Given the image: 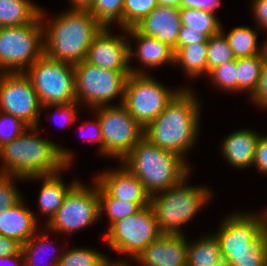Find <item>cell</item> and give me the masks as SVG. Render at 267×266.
Wrapping results in <instances>:
<instances>
[{
  "mask_svg": "<svg viewBox=\"0 0 267 266\" xmlns=\"http://www.w3.org/2000/svg\"><path fill=\"white\" fill-rule=\"evenodd\" d=\"M39 127H29L0 147V174L29 178L52 175L72 165V151L39 137ZM31 131V132H30Z\"/></svg>",
  "mask_w": 267,
  "mask_h": 266,
  "instance_id": "6da1fadb",
  "label": "cell"
},
{
  "mask_svg": "<svg viewBox=\"0 0 267 266\" xmlns=\"http://www.w3.org/2000/svg\"><path fill=\"white\" fill-rule=\"evenodd\" d=\"M184 87L166 108L144 128L151 144L186 159L196 143L200 126V102L196 93Z\"/></svg>",
  "mask_w": 267,
  "mask_h": 266,
  "instance_id": "7a4b0ae2",
  "label": "cell"
},
{
  "mask_svg": "<svg viewBox=\"0 0 267 266\" xmlns=\"http://www.w3.org/2000/svg\"><path fill=\"white\" fill-rule=\"evenodd\" d=\"M45 15L41 8L39 16L43 22L44 54L73 65L84 61L90 44L103 26L88 10L68 9L57 14L50 23L46 22Z\"/></svg>",
  "mask_w": 267,
  "mask_h": 266,
  "instance_id": "3957f363",
  "label": "cell"
},
{
  "mask_svg": "<svg viewBox=\"0 0 267 266\" xmlns=\"http://www.w3.org/2000/svg\"><path fill=\"white\" fill-rule=\"evenodd\" d=\"M214 233L224 260L231 266H267V232L262 214L234 213Z\"/></svg>",
  "mask_w": 267,
  "mask_h": 266,
  "instance_id": "277c9868",
  "label": "cell"
},
{
  "mask_svg": "<svg viewBox=\"0 0 267 266\" xmlns=\"http://www.w3.org/2000/svg\"><path fill=\"white\" fill-rule=\"evenodd\" d=\"M179 155L151 144L144 137L120 163L136 176L152 196L178 185L190 175L191 165Z\"/></svg>",
  "mask_w": 267,
  "mask_h": 266,
  "instance_id": "5b68a950",
  "label": "cell"
},
{
  "mask_svg": "<svg viewBox=\"0 0 267 266\" xmlns=\"http://www.w3.org/2000/svg\"><path fill=\"white\" fill-rule=\"evenodd\" d=\"M188 177L178 185L151 196L150 206L162 233L184 234L182 226L209 204L211 189L187 185Z\"/></svg>",
  "mask_w": 267,
  "mask_h": 266,
  "instance_id": "8992f818",
  "label": "cell"
},
{
  "mask_svg": "<svg viewBox=\"0 0 267 266\" xmlns=\"http://www.w3.org/2000/svg\"><path fill=\"white\" fill-rule=\"evenodd\" d=\"M44 54L43 22L0 27V73L25 72Z\"/></svg>",
  "mask_w": 267,
  "mask_h": 266,
  "instance_id": "52a82bcc",
  "label": "cell"
},
{
  "mask_svg": "<svg viewBox=\"0 0 267 266\" xmlns=\"http://www.w3.org/2000/svg\"><path fill=\"white\" fill-rule=\"evenodd\" d=\"M73 67L75 96L79 104L85 103L91 109L109 106L117 96L121 97L119 104H123L125 84L131 71L105 70L85 60L74 64Z\"/></svg>",
  "mask_w": 267,
  "mask_h": 266,
  "instance_id": "ba28073f",
  "label": "cell"
},
{
  "mask_svg": "<svg viewBox=\"0 0 267 266\" xmlns=\"http://www.w3.org/2000/svg\"><path fill=\"white\" fill-rule=\"evenodd\" d=\"M25 74L30 78L42 106L76 101L73 64L43 54Z\"/></svg>",
  "mask_w": 267,
  "mask_h": 266,
  "instance_id": "9c48e42d",
  "label": "cell"
},
{
  "mask_svg": "<svg viewBox=\"0 0 267 266\" xmlns=\"http://www.w3.org/2000/svg\"><path fill=\"white\" fill-rule=\"evenodd\" d=\"M171 90L146 74H130L125 84L123 105L129 114L145 128L166 108L167 104L180 91Z\"/></svg>",
  "mask_w": 267,
  "mask_h": 266,
  "instance_id": "30bf717a",
  "label": "cell"
},
{
  "mask_svg": "<svg viewBox=\"0 0 267 266\" xmlns=\"http://www.w3.org/2000/svg\"><path fill=\"white\" fill-rule=\"evenodd\" d=\"M93 188L78 181L64 197L62 206L49 223L47 232L74 233L95 224L100 218V200L98 182L94 180ZM86 185V186H85ZM48 230V231H47Z\"/></svg>",
  "mask_w": 267,
  "mask_h": 266,
  "instance_id": "8fae6325",
  "label": "cell"
},
{
  "mask_svg": "<svg viewBox=\"0 0 267 266\" xmlns=\"http://www.w3.org/2000/svg\"><path fill=\"white\" fill-rule=\"evenodd\" d=\"M113 105L91 110H94L101 124L103 155L121 161L144 137V128L123 104Z\"/></svg>",
  "mask_w": 267,
  "mask_h": 266,
  "instance_id": "7c38bea8",
  "label": "cell"
},
{
  "mask_svg": "<svg viewBox=\"0 0 267 266\" xmlns=\"http://www.w3.org/2000/svg\"><path fill=\"white\" fill-rule=\"evenodd\" d=\"M163 233L159 230L152 207L115 222L106 232L109 249L126 254L134 260L147 246Z\"/></svg>",
  "mask_w": 267,
  "mask_h": 266,
  "instance_id": "4fadbf2b",
  "label": "cell"
},
{
  "mask_svg": "<svg viewBox=\"0 0 267 266\" xmlns=\"http://www.w3.org/2000/svg\"><path fill=\"white\" fill-rule=\"evenodd\" d=\"M42 104L25 72L0 73V112L11 114L28 127H39Z\"/></svg>",
  "mask_w": 267,
  "mask_h": 266,
  "instance_id": "5bb4252c",
  "label": "cell"
},
{
  "mask_svg": "<svg viewBox=\"0 0 267 266\" xmlns=\"http://www.w3.org/2000/svg\"><path fill=\"white\" fill-rule=\"evenodd\" d=\"M110 28L103 27L88 48L85 61L105 70L131 71L132 74H146L141 69L132 68L129 60V45L132 44L124 35L112 34Z\"/></svg>",
  "mask_w": 267,
  "mask_h": 266,
  "instance_id": "9a60e30c",
  "label": "cell"
},
{
  "mask_svg": "<svg viewBox=\"0 0 267 266\" xmlns=\"http://www.w3.org/2000/svg\"><path fill=\"white\" fill-rule=\"evenodd\" d=\"M187 243L185 234L163 233L134 261L140 266H187Z\"/></svg>",
  "mask_w": 267,
  "mask_h": 266,
  "instance_id": "2e32d148",
  "label": "cell"
},
{
  "mask_svg": "<svg viewBox=\"0 0 267 266\" xmlns=\"http://www.w3.org/2000/svg\"><path fill=\"white\" fill-rule=\"evenodd\" d=\"M182 23L179 8L158 5L135 28L142 34L156 38L173 49L177 44Z\"/></svg>",
  "mask_w": 267,
  "mask_h": 266,
  "instance_id": "e0dca14e",
  "label": "cell"
},
{
  "mask_svg": "<svg viewBox=\"0 0 267 266\" xmlns=\"http://www.w3.org/2000/svg\"><path fill=\"white\" fill-rule=\"evenodd\" d=\"M113 198L129 202H150L143 183L123 165L103 171L94 178Z\"/></svg>",
  "mask_w": 267,
  "mask_h": 266,
  "instance_id": "ac0fdd59",
  "label": "cell"
},
{
  "mask_svg": "<svg viewBox=\"0 0 267 266\" xmlns=\"http://www.w3.org/2000/svg\"><path fill=\"white\" fill-rule=\"evenodd\" d=\"M22 198L13 207L0 211V234L22 245L38 232V220Z\"/></svg>",
  "mask_w": 267,
  "mask_h": 266,
  "instance_id": "d6986e66",
  "label": "cell"
},
{
  "mask_svg": "<svg viewBox=\"0 0 267 266\" xmlns=\"http://www.w3.org/2000/svg\"><path fill=\"white\" fill-rule=\"evenodd\" d=\"M126 35L137 41V48L134 52L129 45V60L135 56L142 64V68H157L158 66L169 64L174 65V50L169 45L140 33L135 27L127 29Z\"/></svg>",
  "mask_w": 267,
  "mask_h": 266,
  "instance_id": "ffe728a7",
  "label": "cell"
},
{
  "mask_svg": "<svg viewBox=\"0 0 267 266\" xmlns=\"http://www.w3.org/2000/svg\"><path fill=\"white\" fill-rule=\"evenodd\" d=\"M259 136V133L250 129L237 130L223 140L221 154L235 168L253 166Z\"/></svg>",
  "mask_w": 267,
  "mask_h": 266,
  "instance_id": "44dd1931",
  "label": "cell"
},
{
  "mask_svg": "<svg viewBox=\"0 0 267 266\" xmlns=\"http://www.w3.org/2000/svg\"><path fill=\"white\" fill-rule=\"evenodd\" d=\"M62 171L52 174V175H43V176H33L26 178L27 180H42V186L40 188L39 199H38V209L40 213L45 216H48L47 223L56 215L58 209L62 206L64 197L68 191L79 181L74 179L68 185L63 182L61 178Z\"/></svg>",
  "mask_w": 267,
  "mask_h": 266,
  "instance_id": "7402d4cb",
  "label": "cell"
},
{
  "mask_svg": "<svg viewBox=\"0 0 267 266\" xmlns=\"http://www.w3.org/2000/svg\"><path fill=\"white\" fill-rule=\"evenodd\" d=\"M207 55V42L183 46L174 53V67L181 66L189 78L207 77Z\"/></svg>",
  "mask_w": 267,
  "mask_h": 266,
  "instance_id": "603a6c76",
  "label": "cell"
},
{
  "mask_svg": "<svg viewBox=\"0 0 267 266\" xmlns=\"http://www.w3.org/2000/svg\"><path fill=\"white\" fill-rule=\"evenodd\" d=\"M41 8L31 0H0V27L32 23Z\"/></svg>",
  "mask_w": 267,
  "mask_h": 266,
  "instance_id": "cb8c5ba5",
  "label": "cell"
},
{
  "mask_svg": "<svg viewBox=\"0 0 267 266\" xmlns=\"http://www.w3.org/2000/svg\"><path fill=\"white\" fill-rule=\"evenodd\" d=\"M187 266H214L223 259L221 247L214 234L187 243Z\"/></svg>",
  "mask_w": 267,
  "mask_h": 266,
  "instance_id": "d4e9b609",
  "label": "cell"
},
{
  "mask_svg": "<svg viewBox=\"0 0 267 266\" xmlns=\"http://www.w3.org/2000/svg\"><path fill=\"white\" fill-rule=\"evenodd\" d=\"M255 28L238 26L232 28L228 34H225L223 25H221V32L225 35L236 59L262 54V46L257 44V30L260 29H258L257 25Z\"/></svg>",
  "mask_w": 267,
  "mask_h": 266,
  "instance_id": "484cf974",
  "label": "cell"
},
{
  "mask_svg": "<svg viewBox=\"0 0 267 266\" xmlns=\"http://www.w3.org/2000/svg\"><path fill=\"white\" fill-rule=\"evenodd\" d=\"M98 195L100 200V215L106 213L109 229L115 222L137 213L141 208L150 205V202H129L113 198L99 183Z\"/></svg>",
  "mask_w": 267,
  "mask_h": 266,
  "instance_id": "4316f807",
  "label": "cell"
},
{
  "mask_svg": "<svg viewBox=\"0 0 267 266\" xmlns=\"http://www.w3.org/2000/svg\"><path fill=\"white\" fill-rule=\"evenodd\" d=\"M181 30H200L208 38L221 31V22L216 13L195 9L192 7H180Z\"/></svg>",
  "mask_w": 267,
  "mask_h": 266,
  "instance_id": "83f0119b",
  "label": "cell"
},
{
  "mask_svg": "<svg viewBox=\"0 0 267 266\" xmlns=\"http://www.w3.org/2000/svg\"><path fill=\"white\" fill-rule=\"evenodd\" d=\"M265 58L262 54L236 59L237 92L253 96L257 90Z\"/></svg>",
  "mask_w": 267,
  "mask_h": 266,
  "instance_id": "f1b7e54d",
  "label": "cell"
},
{
  "mask_svg": "<svg viewBox=\"0 0 267 266\" xmlns=\"http://www.w3.org/2000/svg\"><path fill=\"white\" fill-rule=\"evenodd\" d=\"M123 3L124 0H93L88 11L103 27L117 23L122 31Z\"/></svg>",
  "mask_w": 267,
  "mask_h": 266,
  "instance_id": "f546056e",
  "label": "cell"
},
{
  "mask_svg": "<svg viewBox=\"0 0 267 266\" xmlns=\"http://www.w3.org/2000/svg\"><path fill=\"white\" fill-rule=\"evenodd\" d=\"M104 253L89 248H72L62 252L58 266H101L109 258Z\"/></svg>",
  "mask_w": 267,
  "mask_h": 266,
  "instance_id": "4dcf8cb0",
  "label": "cell"
},
{
  "mask_svg": "<svg viewBox=\"0 0 267 266\" xmlns=\"http://www.w3.org/2000/svg\"><path fill=\"white\" fill-rule=\"evenodd\" d=\"M207 53V76L213 68L236 59L221 31L207 39Z\"/></svg>",
  "mask_w": 267,
  "mask_h": 266,
  "instance_id": "1f68e13d",
  "label": "cell"
},
{
  "mask_svg": "<svg viewBox=\"0 0 267 266\" xmlns=\"http://www.w3.org/2000/svg\"><path fill=\"white\" fill-rule=\"evenodd\" d=\"M47 238H48V234H45L43 232V234L40 235V233L37 232L28 242H25L22 245V253L24 256L25 266H38V264L40 263L42 264L41 260H38V259L44 260V257H42V254L47 250L46 246H48L47 244H49L47 243ZM61 256H62V253L58 254V256H53L54 258H53V261H50L51 263L50 262H44V263L46 266H58Z\"/></svg>",
  "mask_w": 267,
  "mask_h": 266,
  "instance_id": "d6a6232c",
  "label": "cell"
},
{
  "mask_svg": "<svg viewBox=\"0 0 267 266\" xmlns=\"http://www.w3.org/2000/svg\"><path fill=\"white\" fill-rule=\"evenodd\" d=\"M158 5L157 0H124L123 29L135 27Z\"/></svg>",
  "mask_w": 267,
  "mask_h": 266,
  "instance_id": "836d02e7",
  "label": "cell"
},
{
  "mask_svg": "<svg viewBox=\"0 0 267 266\" xmlns=\"http://www.w3.org/2000/svg\"><path fill=\"white\" fill-rule=\"evenodd\" d=\"M207 78L212 81L214 87L231 93L237 92V67L236 59L230 60L213 68ZM211 79V80H210Z\"/></svg>",
  "mask_w": 267,
  "mask_h": 266,
  "instance_id": "e575fe53",
  "label": "cell"
},
{
  "mask_svg": "<svg viewBox=\"0 0 267 266\" xmlns=\"http://www.w3.org/2000/svg\"><path fill=\"white\" fill-rule=\"evenodd\" d=\"M16 179H20V181L25 180L17 176L0 174V211L13 207L23 198V195L20 193L21 191L16 188Z\"/></svg>",
  "mask_w": 267,
  "mask_h": 266,
  "instance_id": "d590c367",
  "label": "cell"
},
{
  "mask_svg": "<svg viewBox=\"0 0 267 266\" xmlns=\"http://www.w3.org/2000/svg\"><path fill=\"white\" fill-rule=\"evenodd\" d=\"M29 127L11 114L0 112V147L21 135Z\"/></svg>",
  "mask_w": 267,
  "mask_h": 266,
  "instance_id": "8d00e7d4",
  "label": "cell"
},
{
  "mask_svg": "<svg viewBox=\"0 0 267 266\" xmlns=\"http://www.w3.org/2000/svg\"><path fill=\"white\" fill-rule=\"evenodd\" d=\"M78 104L79 103L75 101L68 104L46 105L42 106V109H48L49 107H51V109H54V111L56 110V113L60 114L59 117L62 119H59L60 121H62V126L66 127L65 125H68L69 123L71 124L72 122H75L77 120L78 110L76 109V106H78Z\"/></svg>",
  "mask_w": 267,
  "mask_h": 266,
  "instance_id": "74e56055",
  "label": "cell"
},
{
  "mask_svg": "<svg viewBox=\"0 0 267 266\" xmlns=\"http://www.w3.org/2000/svg\"><path fill=\"white\" fill-rule=\"evenodd\" d=\"M87 129L90 130L88 131L91 132V134L90 133L89 135L87 134L88 132ZM80 130H82L84 138H86V140L98 143L97 147L98 152H100V155H103V136H102L101 124L98 117L96 116V119L94 121L84 122V125L81 126Z\"/></svg>",
  "mask_w": 267,
  "mask_h": 266,
  "instance_id": "f35d334b",
  "label": "cell"
},
{
  "mask_svg": "<svg viewBox=\"0 0 267 266\" xmlns=\"http://www.w3.org/2000/svg\"><path fill=\"white\" fill-rule=\"evenodd\" d=\"M251 98V101L261 109L267 110V60H265L259 84L255 94Z\"/></svg>",
  "mask_w": 267,
  "mask_h": 266,
  "instance_id": "ab89813d",
  "label": "cell"
},
{
  "mask_svg": "<svg viewBox=\"0 0 267 266\" xmlns=\"http://www.w3.org/2000/svg\"><path fill=\"white\" fill-rule=\"evenodd\" d=\"M253 165L262 174H267V135H261L256 145Z\"/></svg>",
  "mask_w": 267,
  "mask_h": 266,
  "instance_id": "60d3db41",
  "label": "cell"
},
{
  "mask_svg": "<svg viewBox=\"0 0 267 266\" xmlns=\"http://www.w3.org/2000/svg\"><path fill=\"white\" fill-rule=\"evenodd\" d=\"M208 37L201 33L200 30H180L177 38L174 53L181 47L191 45L193 43L207 42Z\"/></svg>",
  "mask_w": 267,
  "mask_h": 266,
  "instance_id": "b9f144b4",
  "label": "cell"
},
{
  "mask_svg": "<svg viewBox=\"0 0 267 266\" xmlns=\"http://www.w3.org/2000/svg\"><path fill=\"white\" fill-rule=\"evenodd\" d=\"M251 9L258 29H267V0H252Z\"/></svg>",
  "mask_w": 267,
  "mask_h": 266,
  "instance_id": "7bdbcfd3",
  "label": "cell"
},
{
  "mask_svg": "<svg viewBox=\"0 0 267 266\" xmlns=\"http://www.w3.org/2000/svg\"><path fill=\"white\" fill-rule=\"evenodd\" d=\"M22 251V244L17 240L0 234V258L17 255Z\"/></svg>",
  "mask_w": 267,
  "mask_h": 266,
  "instance_id": "ee69618b",
  "label": "cell"
},
{
  "mask_svg": "<svg viewBox=\"0 0 267 266\" xmlns=\"http://www.w3.org/2000/svg\"><path fill=\"white\" fill-rule=\"evenodd\" d=\"M220 5L221 0H182V7H192L213 13Z\"/></svg>",
  "mask_w": 267,
  "mask_h": 266,
  "instance_id": "f6af8a7d",
  "label": "cell"
},
{
  "mask_svg": "<svg viewBox=\"0 0 267 266\" xmlns=\"http://www.w3.org/2000/svg\"><path fill=\"white\" fill-rule=\"evenodd\" d=\"M0 266H25L22 251L17 255L0 258Z\"/></svg>",
  "mask_w": 267,
  "mask_h": 266,
  "instance_id": "bcb514c9",
  "label": "cell"
},
{
  "mask_svg": "<svg viewBox=\"0 0 267 266\" xmlns=\"http://www.w3.org/2000/svg\"><path fill=\"white\" fill-rule=\"evenodd\" d=\"M71 3L70 9L88 10L93 0H69Z\"/></svg>",
  "mask_w": 267,
  "mask_h": 266,
  "instance_id": "7dc6e473",
  "label": "cell"
},
{
  "mask_svg": "<svg viewBox=\"0 0 267 266\" xmlns=\"http://www.w3.org/2000/svg\"><path fill=\"white\" fill-rule=\"evenodd\" d=\"M159 5H166L170 7H182V0H157Z\"/></svg>",
  "mask_w": 267,
  "mask_h": 266,
  "instance_id": "c3c4849f",
  "label": "cell"
},
{
  "mask_svg": "<svg viewBox=\"0 0 267 266\" xmlns=\"http://www.w3.org/2000/svg\"><path fill=\"white\" fill-rule=\"evenodd\" d=\"M128 261L125 260H118L116 259V261L110 260L108 259L103 265L101 266H129V264L127 263Z\"/></svg>",
  "mask_w": 267,
  "mask_h": 266,
  "instance_id": "681fc988",
  "label": "cell"
},
{
  "mask_svg": "<svg viewBox=\"0 0 267 266\" xmlns=\"http://www.w3.org/2000/svg\"><path fill=\"white\" fill-rule=\"evenodd\" d=\"M262 45V55L264 56L265 60H267V37Z\"/></svg>",
  "mask_w": 267,
  "mask_h": 266,
  "instance_id": "f907efd6",
  "label": "cell"
},
{
  "mask_svg": "<svg viewBox=\"0 0 267 266\" xmlns=\"http://www.w3.org/2000/svg\"><path fill=\"white\" fill-rule=\"evenodd\" d=\"M264 220V230L267 232V207L265 211L263 210V213H261Z\"/></svg>",
  "mask_w": 267,
  "mask_h": 266,
  "instance_id": "816d5d0a",
  "label": "cell"
},
{
  "mask_svg": "<svg viewBox=\"0 0 267 266\" xmlns=\"http://www.w3.org/2000/svg\"><path fill=\"white\" fill-rule=\"evenodd\" d=\"M214 266H231L226 260L222 259L214 264Z\"/></svg>",
  "mask_w": 267,
  "mask_h": 266,
  "instance_id": "f5cc1de1",
  "label": "cell"
}]
</instances>
